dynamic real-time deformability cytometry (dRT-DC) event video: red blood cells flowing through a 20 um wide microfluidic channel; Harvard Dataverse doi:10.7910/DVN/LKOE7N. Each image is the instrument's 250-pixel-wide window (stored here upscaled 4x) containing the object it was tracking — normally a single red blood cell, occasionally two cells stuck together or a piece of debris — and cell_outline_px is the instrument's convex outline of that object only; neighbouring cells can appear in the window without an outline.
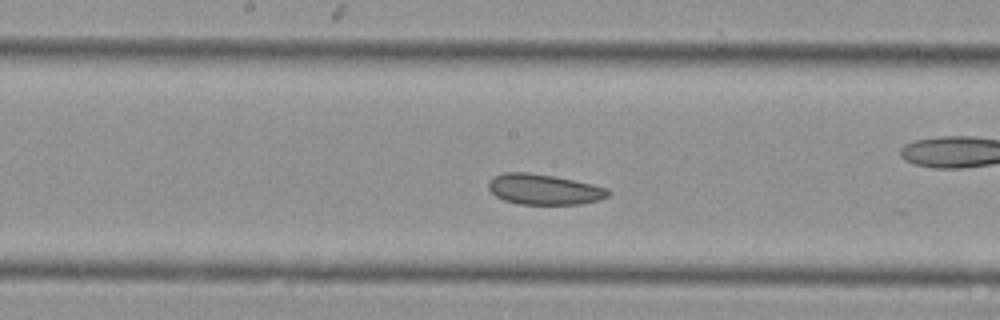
{"species": "Egyptian fruit bat (a non-hibernating species)", "species_latin": "Rousettus aegyptiacus", "temperature_condition": "cold", "stored_images_in_passage": 32, "camera_frame_rate_fps": 3000, "um_per_image_px": 0.085, "animal": {"sex": "female"}, "frame": {"image": 1, "passage_image": 10, "time_ms": 3.0, "image_size_px": [1000, 320], "cell_outline_px": [[612, 192], [608, 196], [596, 200], [580, 204], [516, 204], [504, 200], [496, 196], [488, 188], [488, 180], [492, 176], [504, 172], [528, 172], [552, 176], [572, 180], [608, 188]], "centroid_in_image_um": [46.19, 16.09], "position_along_channel_um": 202.0, "area_um2": 21.21}}